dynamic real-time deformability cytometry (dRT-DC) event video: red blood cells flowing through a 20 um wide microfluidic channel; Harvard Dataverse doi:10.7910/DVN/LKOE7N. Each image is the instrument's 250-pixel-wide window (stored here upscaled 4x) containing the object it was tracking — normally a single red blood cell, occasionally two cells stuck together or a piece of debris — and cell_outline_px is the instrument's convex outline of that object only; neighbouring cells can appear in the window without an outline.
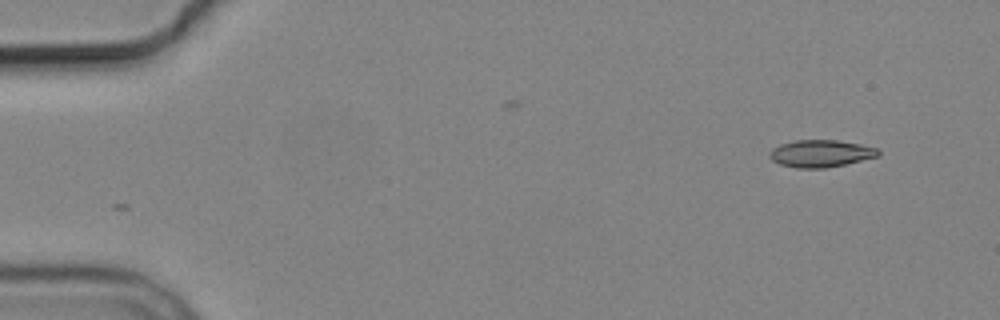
{"species": "common noctule bat (a hibernating species)", "species_latin": "Nyctalus noctula", "temperature_condition": "cold", "stored_images_in_passage": 6, "camera_frame_rate_fps": 3000, "um_per_image_px": 0.085, "animal": {"sex": "male", "body_mass_g": 19.2, "forearm_length_mm": 51.8}, "frame": {"image": 1, "passage_image": 1, "time_ms": 0.0, "image_size_px": [1000, 320], "cell_outline_px": [[880, 156], [844, 164], [824, 168], [796, 168], [780, 164], [772, 160], [768, 156], [768, 152], [772, 148], [780, 144], [796, 140], [836, 140], [860, 144], [880, 148]], "centroid_in_image_um": [69.76, 13.04], "position_along_channel_um": 15.2, "area_um2": 17.34}}
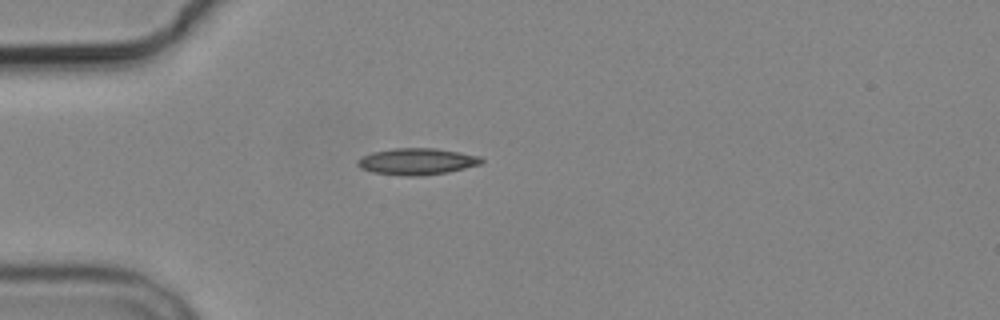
{"frame": {"image": 2, "passage_image": 4, "time_ms": 3.667, "image_size_px": [1000, 320], "cell_outline_px": [[484, 160], [480, 164], [448, 172], [420, 176], [404, 176], [372, 172], [360, 168], [356, 164], [356, 160], [372, 152], [392, 148], [436, 148], [460, 152], [480, 156]], "centroid_in_image_um": [35.42, 13.72], "position_along_channel_um": 49.6, "area_um2": 19.25}}
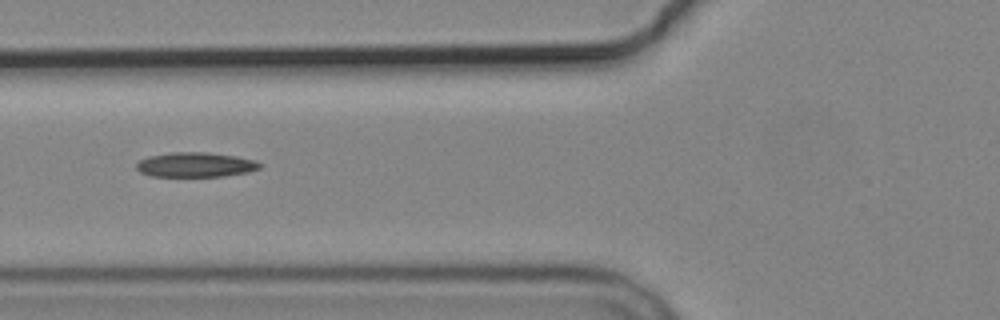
{"frame": {"image": 3, "passage_image": 6, "time_ms": 5.667, "image_size_px": [1000, 320], "cell_outline_px": [[260, 168], [248, 172], [224, 176], [152, 176], [140, 172], [136, 168], [136, 164], [140, 160], [148, 156], [172, 152], [208, 152], [236, 156], [252, 160], [260, 164]], "centroid_in_image_um": [16.58, 14.0], "position_along_channel_um": 109.2, "area_um2": 17.63}}